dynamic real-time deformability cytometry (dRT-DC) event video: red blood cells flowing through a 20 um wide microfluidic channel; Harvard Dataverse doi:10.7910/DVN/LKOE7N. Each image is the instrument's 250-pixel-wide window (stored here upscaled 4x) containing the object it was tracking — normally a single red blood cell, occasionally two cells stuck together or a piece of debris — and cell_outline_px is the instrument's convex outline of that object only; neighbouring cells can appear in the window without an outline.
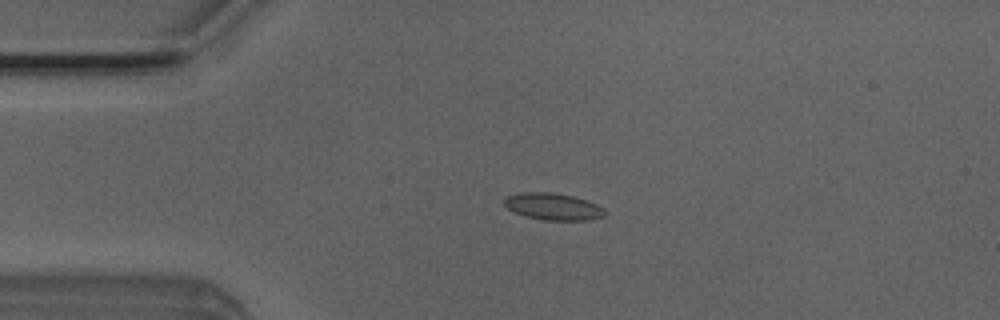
{"species": "Egyptian fruit bat (a non-hibernating species)", "species_latin": "Rousettus aegyptiacus", "temperature_condition": "room temperature", "stored_images_in_passage": 5, "camera_frame_rate_fps": 3000, "um_per_image_px": 0.085, "animal": {"sex": "male"}, "frame": {"image": 1, "passage_image": 4, "time_ms": 1.0, "image_size_px": [1000, 320], "cell_outline_px": [[608, 212], [604, 216], [588, 220], [544, 220], [524, 216], [508, 208], [504, 204], [504, 200], [508, 196], [520, 192], [552, 192], [572, 196], [596, 204], [604, 208]], "centroid_in_image_um": [47.03, 17.56], "position_along_channel_um": 38.0, "area_um2": 15.66}}